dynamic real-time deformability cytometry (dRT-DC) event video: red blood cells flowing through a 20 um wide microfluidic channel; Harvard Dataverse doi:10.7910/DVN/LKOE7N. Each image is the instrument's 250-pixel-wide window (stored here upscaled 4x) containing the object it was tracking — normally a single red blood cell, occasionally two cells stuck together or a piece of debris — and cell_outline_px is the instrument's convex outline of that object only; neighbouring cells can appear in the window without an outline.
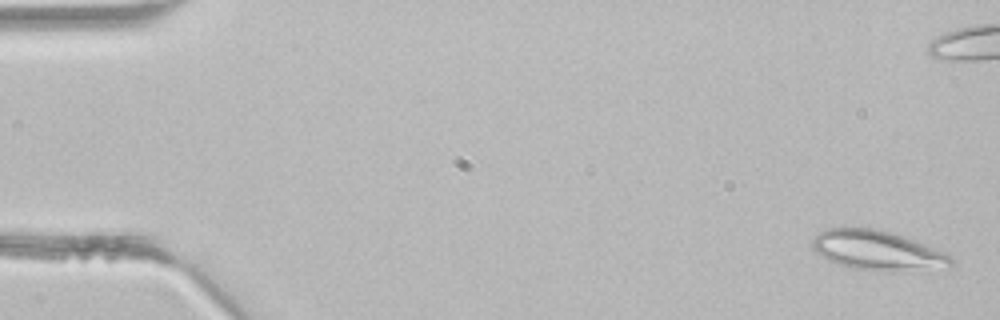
{"species": "common noctule bat (a hibernating species)", "species_latin": "Nyctalus noctula", "temperature_condition": "room temperature", "stored_images_in_passage": 4, "camera_frame_rate_fps": 3000, "um_per_image_px": 0.085, "animal": {"sex": "male", "body_mass_g": 21.5, "forearm_length_mm": 52.0}, "frame": {"image": 1, "passage_image": 1, "time_ms": 0.0, "image_size_px": [1000, 320], "cell_outline_px": [[952, 264], [896, 268], [856, 268], [840, 264], [820, 256], [812, 248], [812, 240], [824, 228], [876, 228], [892, 232], [904, 236], [944, 252], [952, 256]], "centroid_in_image_um": [74.42, 21.18], "position_along_channel_um": 10.6, "area_um2": 29.94}}
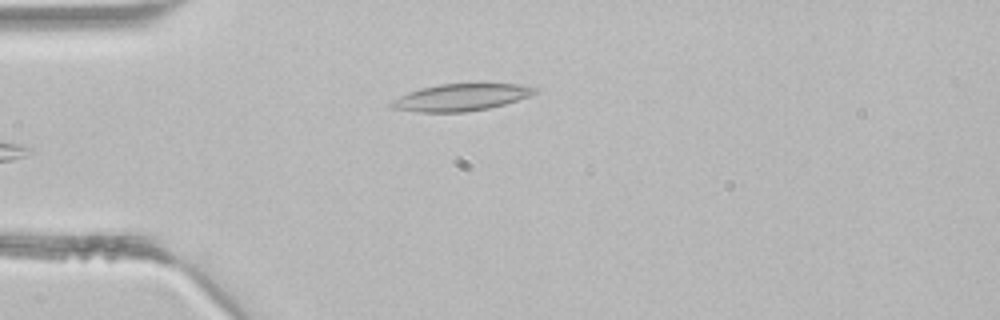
{"frame": {"image": 2, "passage_image": 4, "time_ms": 1.0, "image_size_px": [1000, 320], "cell_outline_px": [[536, 92], [528, 96], [504, 104], [488, 108], [464, 112], [416, 112], [392, 108], [388, 104], [392, 100], [408, 92], [420, 88], [440, 84], [520, 84], [536, 88]], "centroid_in_image_um": [39.12, 8.28], "position_along_channel_um": 45.9, "area_um2": 22.31}}